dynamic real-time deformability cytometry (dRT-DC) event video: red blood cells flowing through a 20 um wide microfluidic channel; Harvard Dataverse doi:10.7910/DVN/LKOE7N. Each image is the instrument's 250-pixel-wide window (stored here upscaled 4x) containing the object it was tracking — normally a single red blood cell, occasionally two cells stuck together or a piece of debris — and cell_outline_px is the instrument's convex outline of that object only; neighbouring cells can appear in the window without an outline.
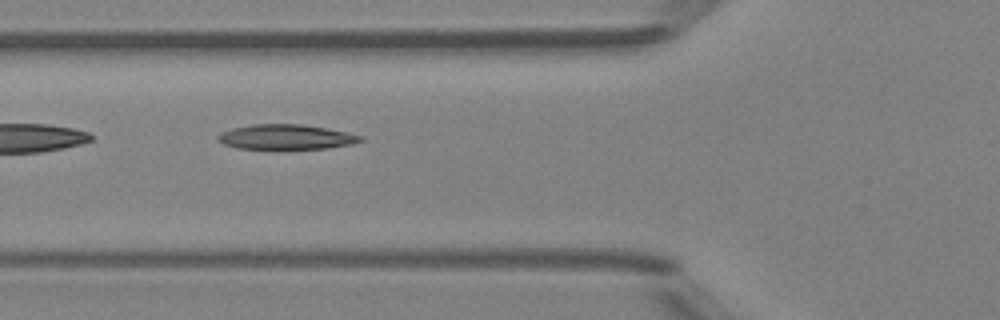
{"species": "Egyptian fruit bat (a non-hibernating species)", "species_latin": "Rousettus aegyptiacus", "temperature_condition": "room temperature", "stored_images_in_passage": 3, "camera_frame_rate_fps": 3000, "um_per_image_px": 0.085, "animal": {"sex": "female"}, "frame": {"image": 1, "passage_image": 2, "time_ms": 1.333, "image_size_px": [1000, 320], "cell_outline_px": [[364, 140], [352, 144], [328, 148], [236, 148], [224, 144], [216, 136], [220, 132], [232, 128], [252, 124], [300, 124], [324, 128], [364, 136]], "centroid_in_image_um": [24.3, 11.63], "position_along_channel_um": 101.5, "area_um2": 20.4}}
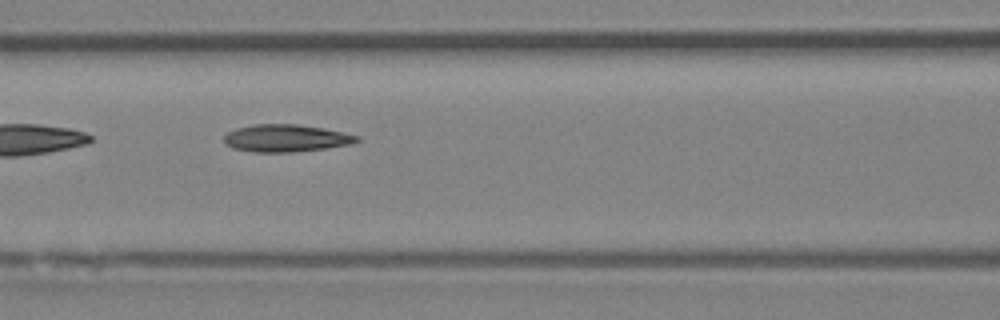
{"frame": {"image": 2, "passage_image": 3, "time_ms": 2.333, "image_size_px": [1000, 320], "cell_outline_px": [[360, 140], [348, 144], [324, 148], [292, 152], [252, 152], [232, 148], [224, 144], [224, 136], [228, 132], [236, 128], [252, 124], [296, 124], [324, 128], [360, 136]], "centroid_in_image_um": [24.25, 11.74], "position_along_channel_um": 142.3, "area_um2": 21.15}}